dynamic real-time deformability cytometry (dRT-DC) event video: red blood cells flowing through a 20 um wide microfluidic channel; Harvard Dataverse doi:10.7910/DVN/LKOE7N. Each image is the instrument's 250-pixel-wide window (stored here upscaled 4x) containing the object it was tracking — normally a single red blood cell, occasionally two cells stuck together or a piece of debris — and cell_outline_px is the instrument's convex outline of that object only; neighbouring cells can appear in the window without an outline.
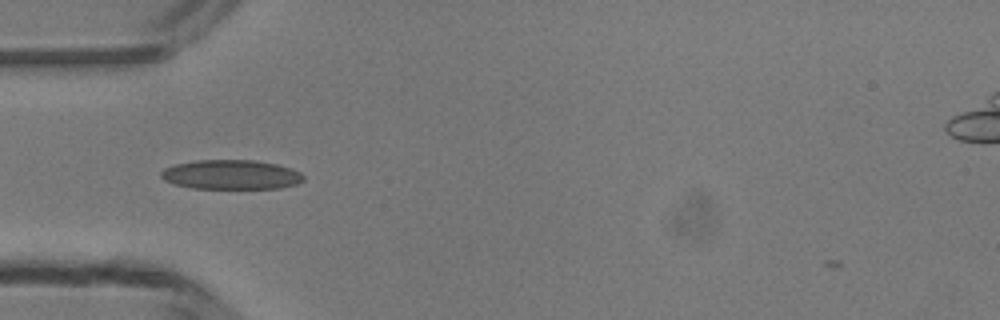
{"species": "common noctule bat (a hibernating species)", "species_latin": "Nyctalus noctula", "temperature_condition": "room temperature", "stored_images_in_passage": 38, "camera_frame_rate_fps": 3000, "um_per_image_px": 0.085, "animal": {"sex": "male", "body_mass_g": 13.3}, "frame": {"image": 1, "passage_image": 5, "time_ms": 1.333, "image_size_px": [1000, 320], "cell_outline_px": [[304, 180], [296, 184], [280, 188], [192, 188], [176, 184], [164, 180], [160, 176], [160, 172], [164, 168], [176, 164], [196, 160], [252, 160], [276, 164], [292, 168], [300, 172], [304, 176]], "centroid_in_image_um": [19.65, 14.84], "position_along_channel_um": 65.4, "area_um2": 24.39}}
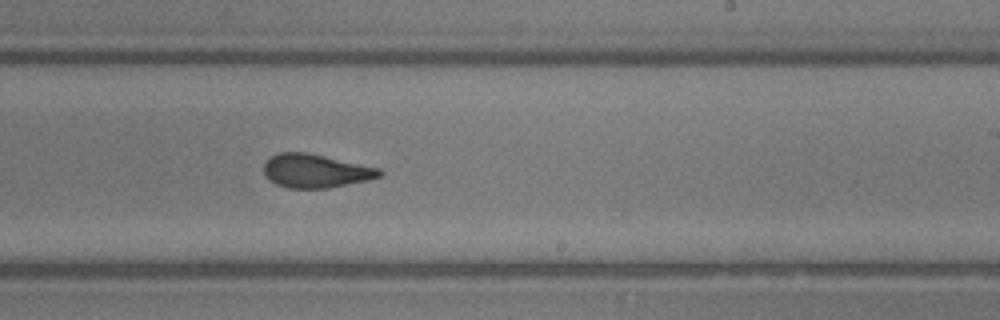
{"frame": {"image": 2, "passage_image": 19, "time_ms": 6.0, "image_size_px": [1000, 320], "cell_outline_px": [[384, 172], [380, 176], [368, 180], [328, 188], [288, 188], [276, 184], [264, 176], [264, 164], [272, 156], [280, 152], [304, 152], [324, 156], [380, 168]], "centroid_in_image_um": [26.82, 14.53], "position_along_channel_um": 262.2, "area_um2": 22.48}}
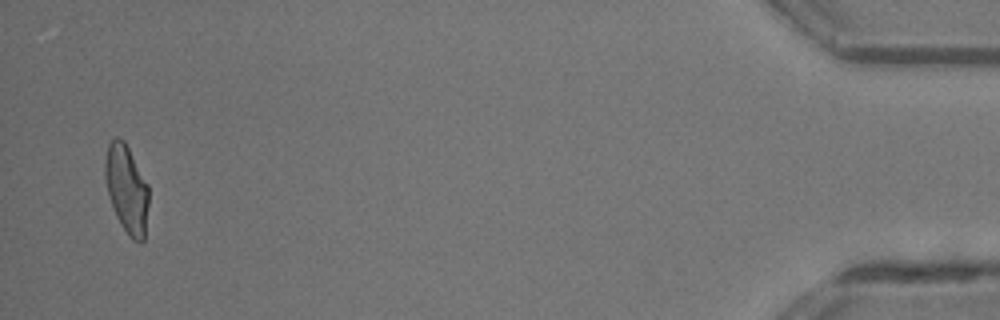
{"frame": {"image": 3, "passage_image": 37, "time_ms": 12.0, "image_size_px": [1000, 320], "cell_outline_px": [[148, 204], [144, 240], [140, 244], [132, 240], [128, 236], [120, 224], [116, 216], [108, 196], [104, 176], [104, 160], [108, 144], [116, 136], [120, 136], [124, 140], [148, 184]], "centroid_in_image_um": [10.75, 16.07], "position_along_channel_um": 424.5, "area_um2": 22.72}}